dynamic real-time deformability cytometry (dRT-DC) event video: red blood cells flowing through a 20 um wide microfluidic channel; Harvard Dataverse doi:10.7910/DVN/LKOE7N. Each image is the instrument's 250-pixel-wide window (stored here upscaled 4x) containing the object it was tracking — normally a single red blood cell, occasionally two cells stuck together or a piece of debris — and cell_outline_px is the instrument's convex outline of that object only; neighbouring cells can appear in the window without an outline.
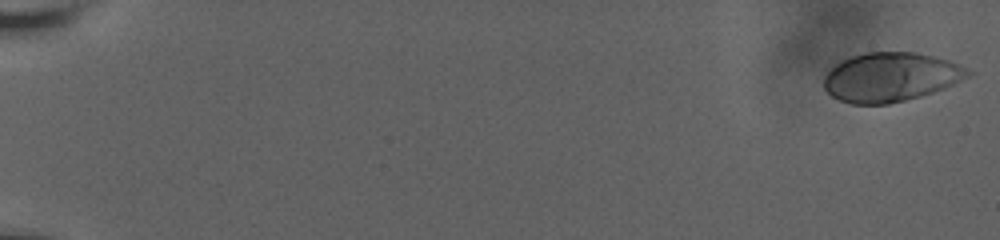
{"species": "human", "species_latin": "Homo sapiens", "temperature_condition": "room temperature", "stored_images_in_passage": 21, "camera_frame_rate_fps": 3000, "um_per_image_px": 0.085, "donor": {"sex": "male"}, "frame": {"image": 1, "passage_image": 1, "time_ms": 0.0, "image_size_px": [1000, 240], "cell_outline_px": [[972, 72], [968, 76], [944, 88], [920, 96], [888, 104], [852, 104], [840, 100], [832, 96], [824, 88], [824, 76], [836, 64], [852, 56], [864, 52], [916, 52], [936, 56], [948, 60]], "centroid_in_image_um": [75.68, 6.55], "position_along_channel_um": 9.3, "area_um2": 40.81}}
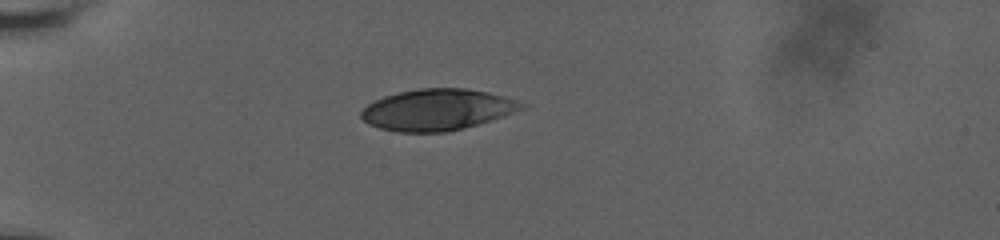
{"frame": {"image": 2, "passage_image": 15, "time_ms": 6.0, "image_size_px": [1000, 240], "cell_outline_px": [[528, 104], [524, 108], [504, 116], [464, 128], [448, 132], [396, 132], [380, 128], [368, 124], [360, 116], [360, 112], [368, 104], [384, 96], [400, 92], [420, 88], [468, 88], [488, 92], [504, 96]], "centroid_in_image_um": [37.18, 9.32], "position_along_channel_um": 47.8, "area_um2": 38.61}}
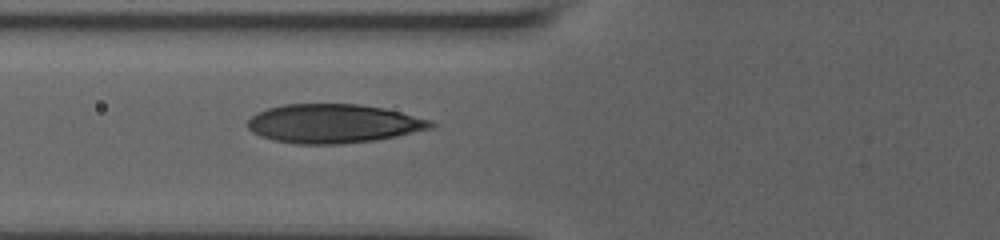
{"frame": {"image": 3, "passage_image": 21, "time_ms": 8.333, "image_size_px": [1000, 240], "cell_outline_px": [[436, 124], [432, 128], [396, 136], [376, 140], [344, 144], [296, 144], [272, 140], [260, 136], [252, 132], [248, 128], [248, 120], [256, 112], [268, 108], [284, 104], [360, 104], [384, 108], [432, 120]], "centroid_in_image_um": [28.33, 10.51], "position_along_channel_um": 97.5, "area_um2": 41.73}}